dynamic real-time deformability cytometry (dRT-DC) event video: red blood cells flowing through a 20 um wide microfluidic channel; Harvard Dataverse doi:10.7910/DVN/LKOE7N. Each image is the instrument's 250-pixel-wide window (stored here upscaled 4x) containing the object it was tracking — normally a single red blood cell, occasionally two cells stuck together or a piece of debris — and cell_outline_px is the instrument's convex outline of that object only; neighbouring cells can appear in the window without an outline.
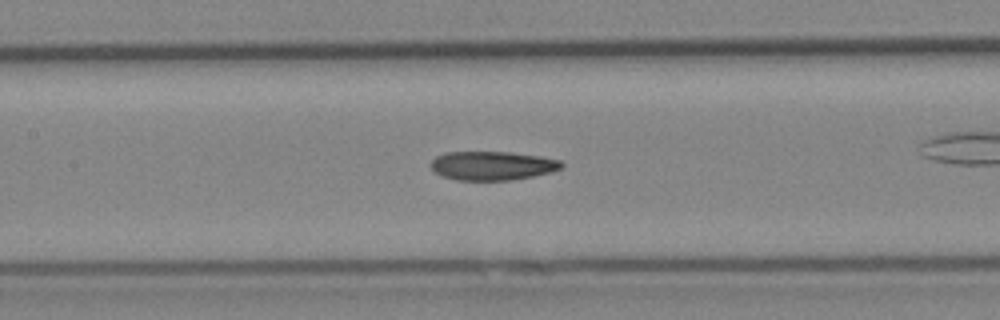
{"species": "Egyptian fruit bat (a non-hibernating species)", "species_latin": "Rousettus aegyptiacus", "temperature_condition": "cold", "stored_images_in_passage": 49, "camera_frame_rate_fps": 3000, "um_per_image_px": 0.085, "animal": {"sex": "female"}, "frame": {"image": 1, "passage_image": 21, "time_ms": 6.667, "image_size_px": [1000, 320], "cell_outline_px": [[564, 164], [560, 168], [552, 172], [512, 180], [456, 180], [444, 176], [436, 172], [432, 168], [432, 160], [436, 156], [444, 152], [512, 152], [540, 156], [560, 160]], "centroid_in_image_um": [41.87, 14.07], "position_along_channel_um": 165.5, "area_um2": 21.91}}
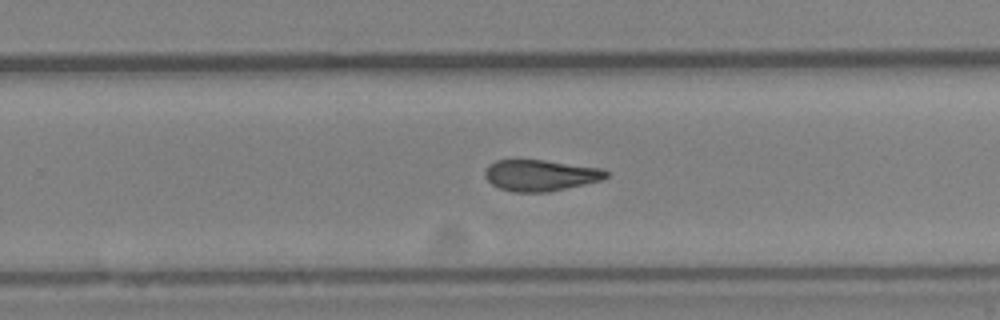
{"frame": {"image": 2, "passage_image": 30, "time_ms": 9.667, "image_size_px": [1000, 320], "cell_outline_px": [[608, 176], [600, 180], [584, 184], [548, 192], [512, 192], [500, 188], [492, 184], [484, 176], [484, 172], [488, 164], [496, 160], [544, 160], [604, 168], [608, 172]], "centroid_in_image_um": [45.93, 14.9], "position_along_channel_um": 283.9, "area_um2": 22.08}}
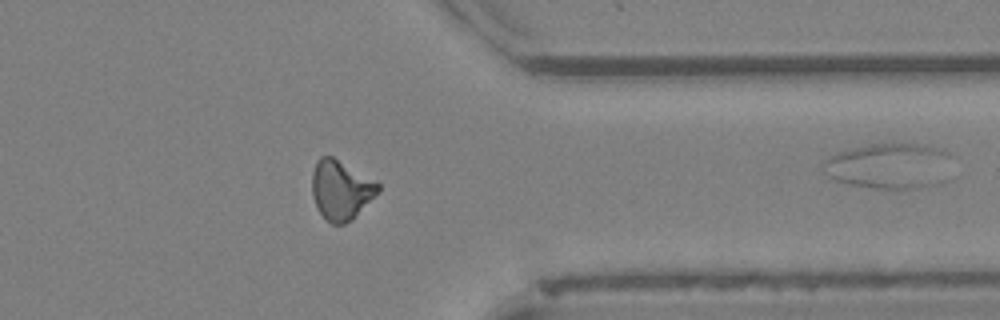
{"frame": {"image": 3, "passage_image": 38, "time_ms": 12.333, "image_size_px": [1000, 320], "cell_outline_px": [[380, 192], [352, 220], [344, 224], [332, 224], [320, 212], [312, 196], [312, 172], [316, 160], [320, 156], [332, 156], [380, 184]], "centroid_in_image_um": [28.98, 16.15], "position_along_channel_um": 382.4, "area_um2": 22.77}, "authors_computed_cell_mechanics": {"area_um2": 22.0218, "velocity_mm_per_s": 3.9566, "shape_relaxation_time_tau1_ms": null, "shape_relaxation_time_tau2_ms": 4.9663, "deformation_change_tau1": null, "deformation_change_tau2": 0.1454}}